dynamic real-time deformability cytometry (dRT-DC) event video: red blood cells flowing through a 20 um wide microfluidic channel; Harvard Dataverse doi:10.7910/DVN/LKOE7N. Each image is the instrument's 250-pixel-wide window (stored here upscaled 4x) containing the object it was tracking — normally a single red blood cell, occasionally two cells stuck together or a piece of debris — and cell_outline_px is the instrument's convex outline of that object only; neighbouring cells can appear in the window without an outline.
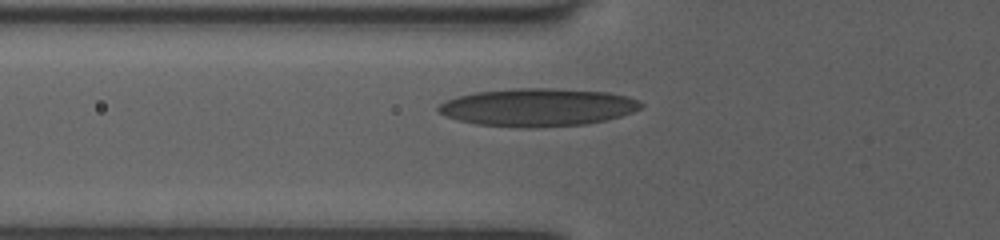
{"species": "human", "species_latin": "Homo sapiens", "temperature_condition": "room temperature", "stored_images_in_passage": 2, "camera_frame_rate_fps": 3000, "um_per_image_px": 0.085, "donor": {"sex": "female"}, "frame": {"image": 1, "passage_image": 2, "time_ms": 0.333, "image_size_px": [1000, 240], "cell_outline_px": [[644, 104], [640, 108], [632, 112], [620, 116], [604, 120], [584, 124], [532, 128], [520, 128], [476, 124], [444, 116], [436, 108], [440, 104], [448, 100], [460, 96], [476, 92], [516, 88], [552, 88], [608, 92], [628, 96], [640, 100]], "centroid_in_image_um": [45.73, 9.12], "position_along_channel_um": 80.1, "area_um2": 44.62}}